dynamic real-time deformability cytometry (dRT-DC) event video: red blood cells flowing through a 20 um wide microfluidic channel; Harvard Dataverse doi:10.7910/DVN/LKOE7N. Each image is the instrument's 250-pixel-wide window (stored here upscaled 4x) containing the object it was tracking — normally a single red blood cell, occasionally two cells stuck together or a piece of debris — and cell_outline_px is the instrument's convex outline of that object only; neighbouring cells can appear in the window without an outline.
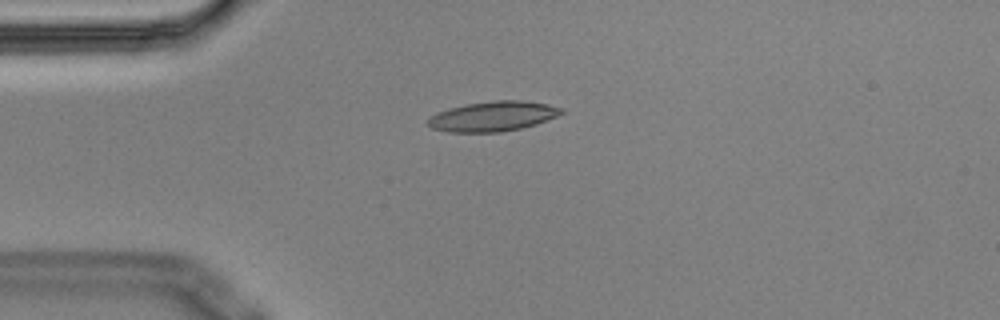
{"species": "Egyptian fruit bat (a non-hibernating species)", "species_latin": "Rousettus aegyptiacus", "temperature_condition": "cold", "stored_images_in_passage": 8, "camera_frame_rate_fps": 3000, "um_per_image_px": 0.085, "animal": {"sex": "male"}, "frame": {"image": 1, "passage_image": 1, "time_ms": 0.0, "image_size_px": [1000, 320], "cell_outline_px": [[564, 112], [556, 116], [536, 124], [520, 128], [500, 132], [448, 132], [432, 128], [428, 124], [428, 120], [432, 116], [448, 108], [468, 104], [496, 100], [520, 100], [548, 104], [564, 108]], "centroid_in_image_um": [41.93, 9.88], "position_along_channel_um": 43.1, "area_um2": 23.0}}
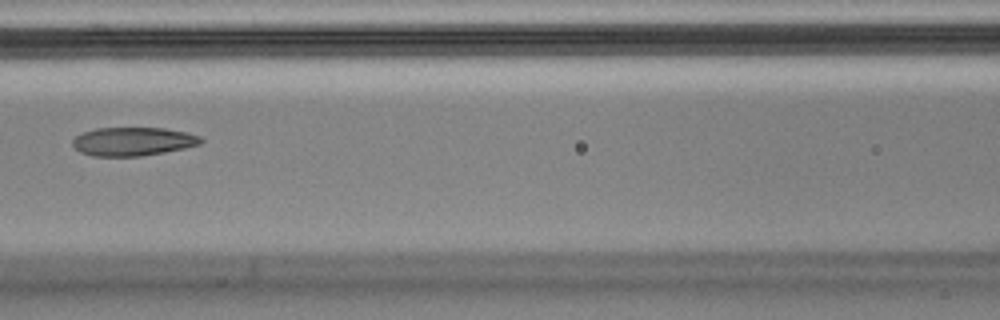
{"frame": {"image": 2, "passage_image": 4, "time_ms": 1.0, "image_size_px": [1000, 320], "cell_outline_px": [[204, 140], [200, 144], [184, 148], [164, 152], [140, 156], [92, 156], [80, 152], [72, 144], [72, 140], [76, 136], [84, 132], [96, 128], [164, 128], [184, 132], [200, 136]], "centroid_in_image_um": [11.29, 12.02], "position_along_channel_um": 155.3, "area_um2": 21.21}}
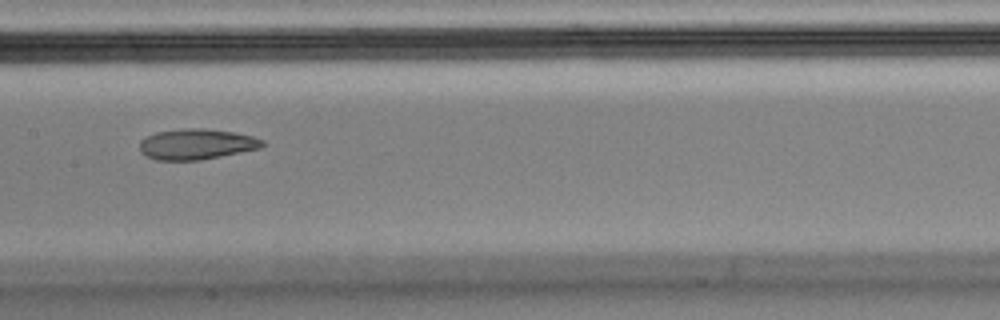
{"frame": {"image": 3, "passage_image": 5, "time_ms": 1.333, "image_size_px": [1000, 320], "cell_outline_px": [[264, 144], [260, 148], [200, 160], [156, 160], [144, 156], [140, 152], [140, 140], [156, 132], [188, 128], [200, 128], [232, 132], [252, 136], [264, 140]], "centroid_in_image_um": [16.66, 12.26], "position_along_channel_um": 190.7, "area_um2": 21.73}}